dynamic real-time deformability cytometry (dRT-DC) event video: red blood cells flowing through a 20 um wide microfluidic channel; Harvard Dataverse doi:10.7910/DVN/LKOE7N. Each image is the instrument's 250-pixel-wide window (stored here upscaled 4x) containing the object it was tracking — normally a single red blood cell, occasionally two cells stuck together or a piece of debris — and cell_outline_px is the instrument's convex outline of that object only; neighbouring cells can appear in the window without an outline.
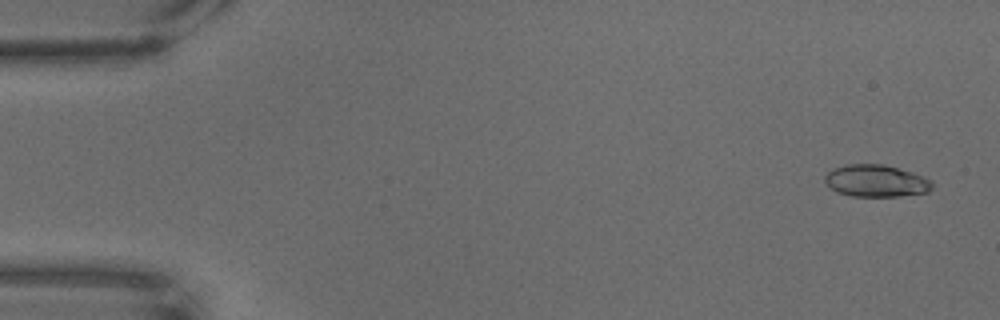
{"species": "common noctule bat (a hibernating species)", "species_latin": "Nyctalus noctula", "temperature_condition": "warm", "stored_images_in_passage": 68, "camera_frame_rate_fps": 3000, "um_per_image_px": 0.085, "animal": {"sex": "male", "body_mass_g": 18.8}, "frame": {"image": 1, "passage_image": 3, "time_ms": 0.667, "image_size_px": [1000, 320], "cell_outline_px": [[932, 188], [928, 192], [900, 196], [848, 196], [836, 192], [824, 180], [824, 176], [828, 172], [844, 164], [884, 164], [912, 172], [924, 176], [932, 180]], "centroid_in_image_um": [74.48, 15.37], "position_along_channel_um": 10.5, "area_um2": 20.11}}
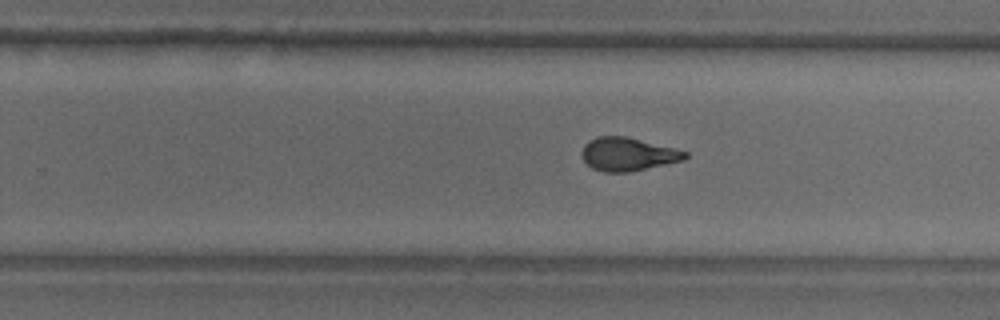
{"frame": {"image": 2, "passage_image": 43, "time_ms": 14.0, "image_size_px": [1000, 320], "cell_outline_px": [[688, 156], [684, 160], [628, 172], [604, 172], [592, 168], [580, 156], [580, 152], [584, 144], [588, 140], [596, 136], [624, 136], [676, 148], [688, 152]], "centroid_in_image_um": [53.34, 13.1], "position_along_channel_um": 276.5, "area_um2": 20.11}}
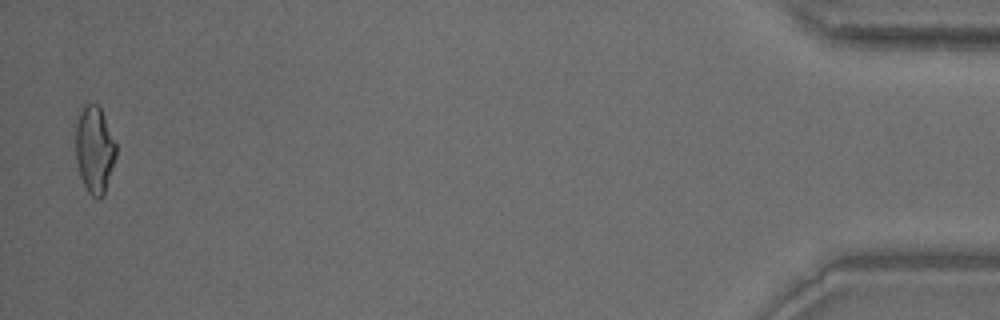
{"frame": {"image": 3, "passage_image": 67, "time_ms": 22.0, "image_size_px": [1000, 320], "cell_outline_px": [[116, 156], [104, 196], [100, 200], [96, 200], [88, 192], [80, 176], [76, 160], [76, 124], [80, 112], [84, 104], [96, 104], [100, 108], [104, 116], [116, 144]], "centroid_in_image_um": [8.04, 12.76], "position_along_channel_um": 427.2, "area_um2": 20.46}}